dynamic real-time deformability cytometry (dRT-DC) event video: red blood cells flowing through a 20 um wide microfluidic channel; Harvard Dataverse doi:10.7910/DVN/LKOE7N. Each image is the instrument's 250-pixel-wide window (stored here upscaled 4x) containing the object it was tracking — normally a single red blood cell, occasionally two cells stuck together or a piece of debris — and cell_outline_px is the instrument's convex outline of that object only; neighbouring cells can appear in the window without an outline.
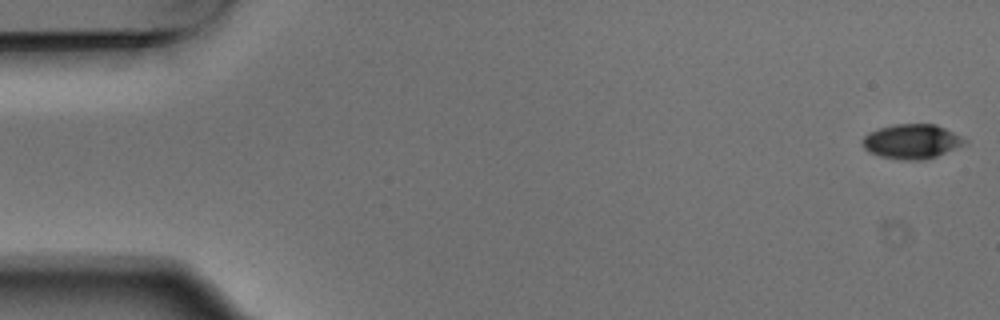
{"species": "Egyptian fruit bat (a non-hibernating species)", "species_latin": "Rousettus aegyptiacus", "temperature_condition": "warm", "stored_images_in_passage": 5, "camera_frame_rate_fps": 3000, "um_per_image_px": 0.085, "animal": {"sex": "male"}, "frame": {"image": 1, "passage_image": 1, "time_ms": 0.0, "image_size_px": [1000, 320], "cell_outline_px": [[968, 144], [936, 156], [924, 160], [900, 160], [880, 156], [868, 152], [860, 144], [860, 140], [868, 132], [880, 128], [896, 124], [936, 124], [968, 140]], "centroid_in_image_um": [77.48, 12.03], "position_along_channel_um": 7.5, "area_um2": 20.81}}
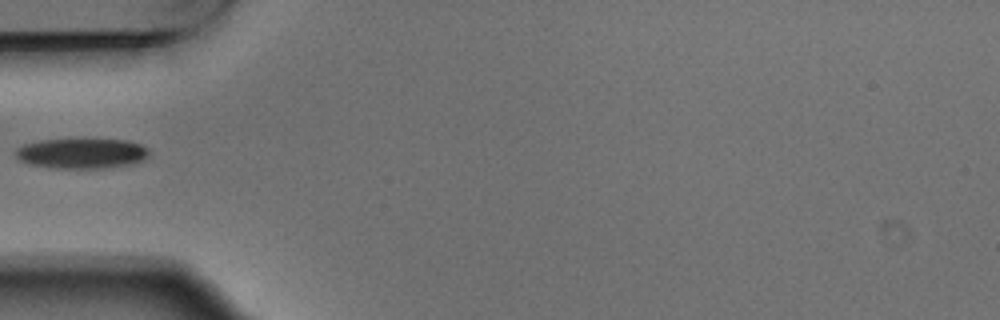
{"frame": {"image": 2, "passage_image": 5, "time_ms": 1.333, "image_size_px": [1000, 320], "cell_outline_px": [[148, 156], [144, 160], [132, 164], [112, 168], [48, 168], [28, 164], [20, 160], [16, 156], [16, 148], [24, 144], [40, 140], [128, 140], [140, 144], [148, 148]], "centroid_in_image_um": [6.95, 13.06], "position_along_channel_um": 78.0, "area_um2": 23.58}}